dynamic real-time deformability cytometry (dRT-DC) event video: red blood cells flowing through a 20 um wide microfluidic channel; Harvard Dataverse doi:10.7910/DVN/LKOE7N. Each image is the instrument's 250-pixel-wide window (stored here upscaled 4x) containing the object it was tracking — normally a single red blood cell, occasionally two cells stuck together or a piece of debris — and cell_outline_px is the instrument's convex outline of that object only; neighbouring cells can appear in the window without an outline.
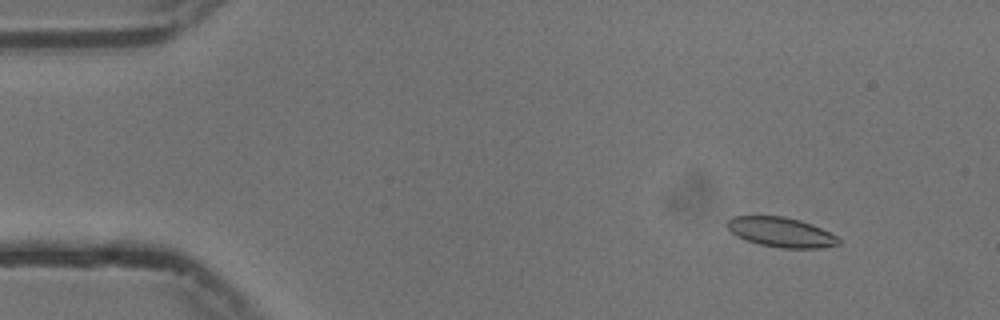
{"species": "common noctule bat (a hibernating species)", "species_latin": "Nyctalus noctula", "temperature_condition": "cold", "stored_images_in_passage": 54, "camera_frame_rate_fps": 3000, "um_per_image_px": 0.085, "animal": {"sex": "male", "body_mass_g": 13.3}, "frame": {"image": 1, "passage_image": 5, "time_ms": 1.333, "image_size_px": [1000, 320], "cell_outline_px": [[840, 244], [820, 248], [780, 248], [760, 244], [736, 236], [724, 224], [732, 216], [784, 216], [800, 220], [812, 224], [836, 236], [840, 240]], "centroid_in_image_um": [66.37, 19.73], "position_along_channel_um": 18.6, "area_um2": 19.25}}
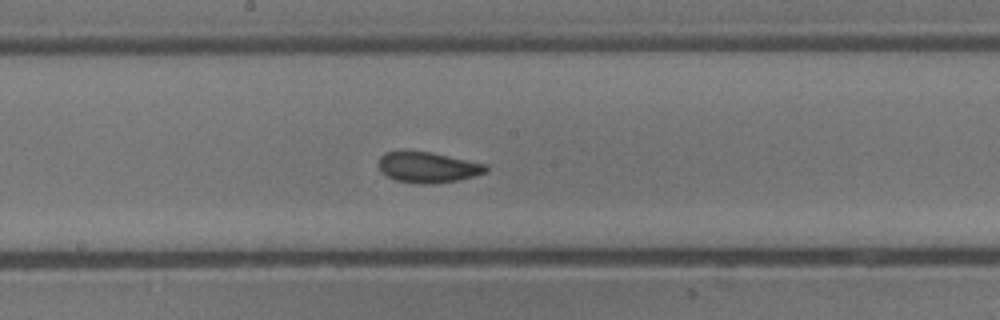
{"frame": {"image": 2, "passage_image": 28, "time_ms": 9.0, "image_size_px": [1000, 320], "cell_outline_px": [[488, 172], [456, 180], [432, 184], [416, 184], [396, 180], [380, 172], [380, 156], [384, 152], [428, 152], [488, 164]], "centroid_in_image_um": [36.38, 14.24], "position_along_channel_um": 211.8, "area_um2": 18.9}}
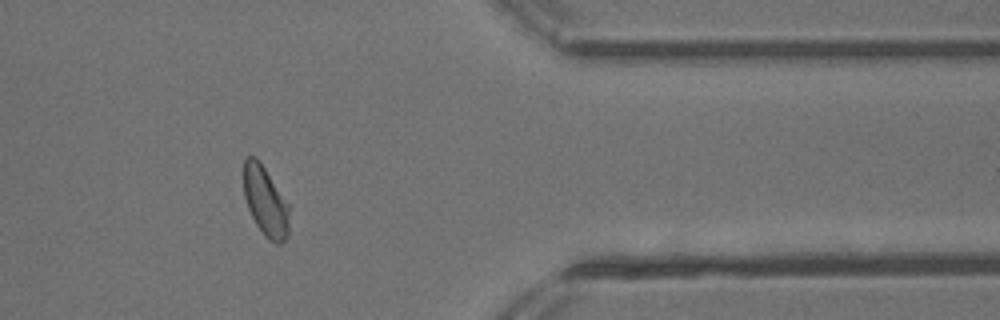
{"frame": {"image": 3, "passage_image": 44, "time_ms": 14.333, "image_size_px": [1000, 320], "cell_outline_px": [[288, 236], [280, 244], [276, 244], [268, 240], [264, 236], [256, 224], [248, 208], [244, 196], [244, 160], [248, 156], [256, 156], [260, 160], [288, 204]], "centroid_in_image_um": [22.55, 17.11], "position_along_channel_um": 388.9, "area_um2": 18.44}, "authors_computed_cell_mechanics": {"area_um2": 19.2474, "velocity_mm_per_s": 3.7306, "shape_relaxation_time_tau1_ms": 4.8111, "shape_relaxation_time_tau2_ms": 1.8137, "deformation_change_tau1": 0.1187, "deformation_change_tau2": 0.0751}}